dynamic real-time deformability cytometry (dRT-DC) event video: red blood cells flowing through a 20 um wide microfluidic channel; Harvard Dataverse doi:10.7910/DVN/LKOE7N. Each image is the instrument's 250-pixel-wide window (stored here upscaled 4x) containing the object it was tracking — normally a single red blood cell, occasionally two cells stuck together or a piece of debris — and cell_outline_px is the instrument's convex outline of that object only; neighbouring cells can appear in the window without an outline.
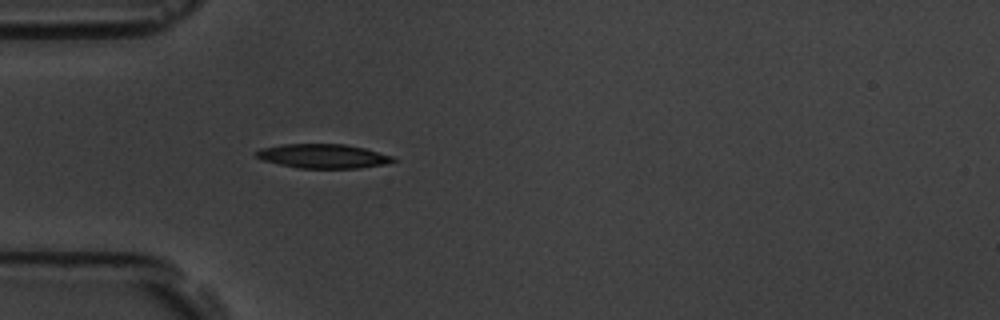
{"species": "common noctule bat (a hibernating species)", "species_latin": "Nyctalus noctula", "temperature_condition": "room temperature", "stored_images_in_passage": 4, "camera_frame_rate_fps": 3000, "um_per_image_px": 0.085, "animal": {"sex": "male", "body_mass_g": 19.5, "forearm_length_mm": 54.6}, "frame": {"image": 1, "passage_image": 4, "time_ms": 4.333, "image_size_px": [1000, 320], "cell_outline_px": [[400, 160], [388, 164], [356, 168], [300, 168], [280, 164], [264, 160], [256, 156], [252, 152], [260, 148], [284, 144], [344, 144], [364, 148], [392, 156]], "centroid_in_image_um": [27.48, 13.27], "position_along_channel_um": 57.5, "area_um2": 19.31}}